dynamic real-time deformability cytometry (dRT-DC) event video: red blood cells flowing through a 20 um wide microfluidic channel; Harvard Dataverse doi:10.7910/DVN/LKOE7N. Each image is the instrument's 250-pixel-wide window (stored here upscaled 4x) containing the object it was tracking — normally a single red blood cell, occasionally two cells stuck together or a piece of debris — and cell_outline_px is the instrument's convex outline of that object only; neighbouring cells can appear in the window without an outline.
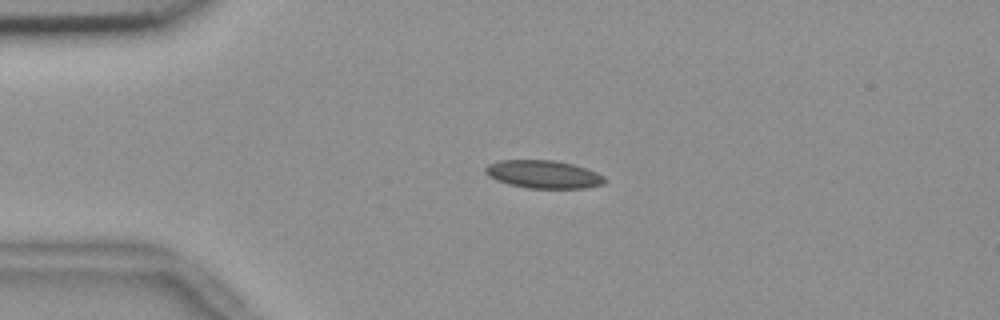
{"species": "common noctule bat (a hibernating species)", "species_latin": "Nyctalus noctula", "temperature_condition": "room temperature", "stored_images_in_passage": 36, "camera_frame_rate_fps": 3000, "um_per_image_px": 0.085, "animal": {"sex": "female", "body_mass_g": 18.4}, "frame": {"image": 1, "passage_image": 1, "time_ms": 0.0, "image_size_px": [1000, 320], "cell_outline_px": [[604, 184], [584, 188], [528, 188], [508, 184], [496, 180], [488, 176], [484, 172], [484, 168], [488, 164], [500, 160], [552, 160], [572, 164], [596, 172], [604, 176]], "centroid_in_image_um": [46.14, 14.82], "position_along_channel_um": 38.9, "area_um2": 19.36}}
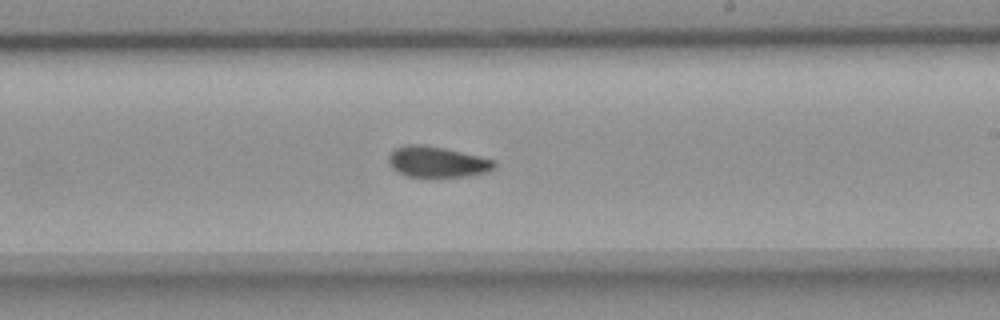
{"frame": {"image": 2, "passage_image": 21, "time_ms": 6.667, "image_size_px": [1000, 320], "cell_outline_px": [[496, 168], [488, 172], [464, 176], [408, 176], [396, 172], [388, 164], [388, 156], [396, 148], [404, 144], [424, 144], [444, 148], [480, 156], [496, 160]], "centroid_in_image_um": [37.16, 13.75], "position_along_channel_um": 251.8, "area_um2": 19.07}}
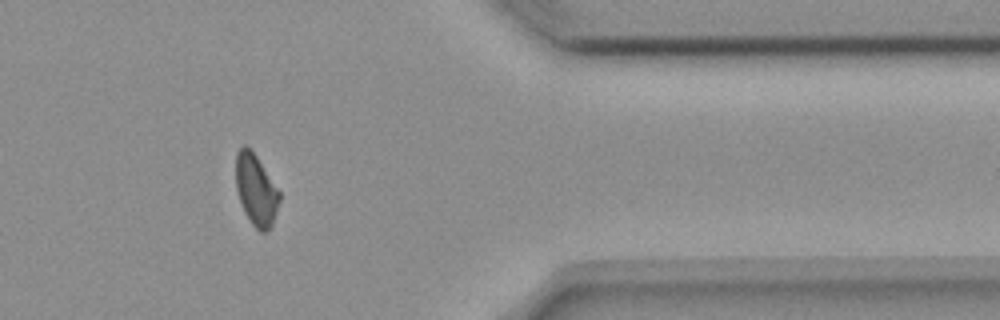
{"frame": {"image": 3, "passage_image": 34, "time_ms": 11.0, "image_size_px": [1000, 320], "cell_outline_px": [[280, 200], [272, 224], [264, 232], [260, 232], [248, 220], [244, 212], [236, 188], [236, 152], [244, 144], [256, 156], [280, 192]], "centroid_in_image_um": [21.75, 16.15], "position_along_channel_um": 389.7, "area_um2": 17.8}, "authors_computed_cell_mechanics": {"area_um2": 19.2185, "velocity_mm_per_s": 3.6496, "shape_relaxation_time_tau1_ms": 9.8592, "shape_relaxation_time_tau2_ms": 2.7604, "deformation_change_tau1": 0.1858, "deformation_change_tau2": 0.0788}}